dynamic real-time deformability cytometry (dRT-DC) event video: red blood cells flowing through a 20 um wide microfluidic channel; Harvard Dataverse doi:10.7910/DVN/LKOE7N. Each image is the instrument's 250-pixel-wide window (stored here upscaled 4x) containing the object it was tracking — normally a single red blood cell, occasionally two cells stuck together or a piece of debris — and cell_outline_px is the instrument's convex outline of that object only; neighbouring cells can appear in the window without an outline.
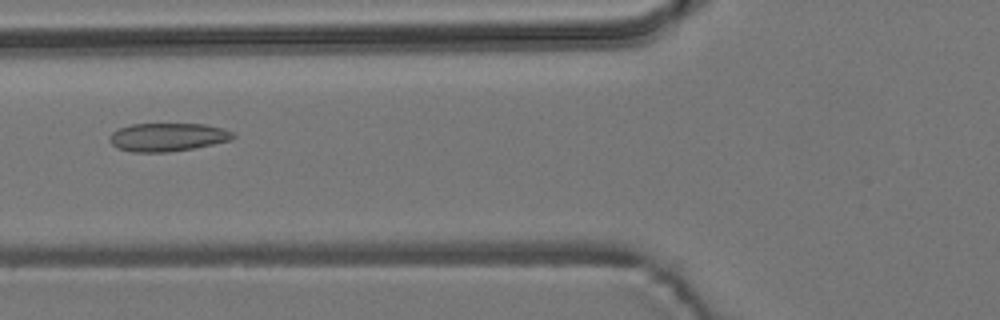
{"species": "common noctule bat (a hibernating species)", "species_latin": "Nyctalus noctula", "temperature_condition": "room temperature", "stored_images_in_passage": 45, "camera_frame_rate_fps": 3000, "um_per_image_px": 0.085, "animal": {"sex": "male", "body_mass_g": 19.2, "forearm_length_mm": 51.8}, "frame": {"image": 1, "passage_image": 12, "time_ms": 3.667, "image_size_px": [1000, 320], "cell_outline_px": [[236, 136], [232, 140], [196, 148], [168, 152], [132, 152], [116, 148], [112, 144], [112, 132], [120, 128], [132, 124], [204, 124], [224, 128], [232, 132]], "centroid_in_image_um": [14.3, 11.66], "position_along_channel_um": 111.5, "area_um2": 20.35}}
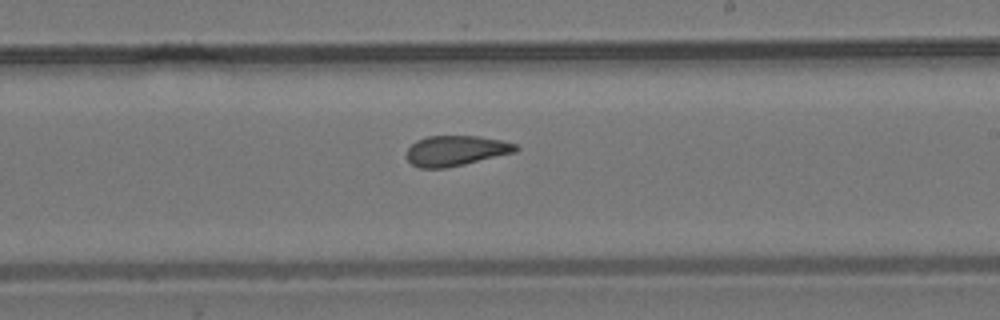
{"frame": {"image": 2, "passage_image": 23, "time_ms": 7.333, "image_size_px": [1000, 320], "cell_outline_px": [[520, 148], [516, 152], [464, 164], [444, 168], [420, 168], [412, 164], [408, 160], [408, 148], [416, 140], [428, 136], [480, 136], [504, 140], [516, 144]], "centroid_in_image_um": [38.79, 12.8], "position_along_channel_um": 250.2, "area_um2": 19.25}}
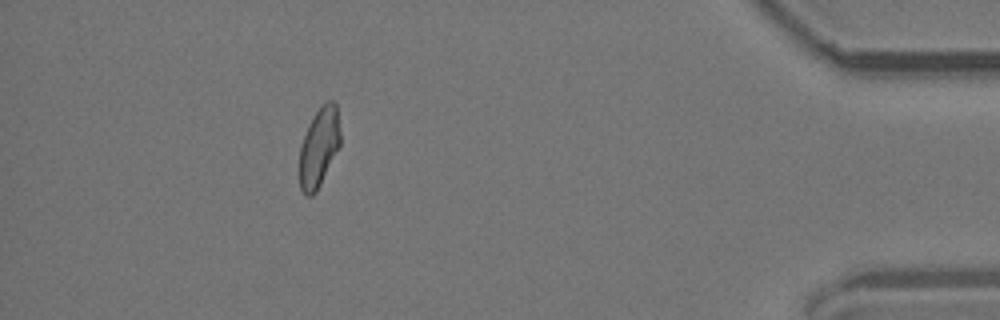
{"frame": {"image": 3, "passage_image": 40, "time_ms": 13.0, "image_size_px": [1000, 320], "cell_outline_px": [[340, 144], [316, 192], [312, 196], [304, 196], [300, 188], [300, 144], [308, 124], [320, 104], [324, 100], [332, 100], [336, 104], [340, 132]], "centroid_in_image_um": [27.1, 12.47], "position_along_channel_um": 408.1, "area_um2": 18.9}, "authors_computed_cell_mechanics": {"area_um2": 19.8254, "velocity_mm_per_s": 3.782, "shape_relaxation_time_tau1_ms": null, "shape_relaxation_time_tau2_ms": 2.5604, "deformation_change_tau1": null, "deformation_change_tau2": 0.0818}}